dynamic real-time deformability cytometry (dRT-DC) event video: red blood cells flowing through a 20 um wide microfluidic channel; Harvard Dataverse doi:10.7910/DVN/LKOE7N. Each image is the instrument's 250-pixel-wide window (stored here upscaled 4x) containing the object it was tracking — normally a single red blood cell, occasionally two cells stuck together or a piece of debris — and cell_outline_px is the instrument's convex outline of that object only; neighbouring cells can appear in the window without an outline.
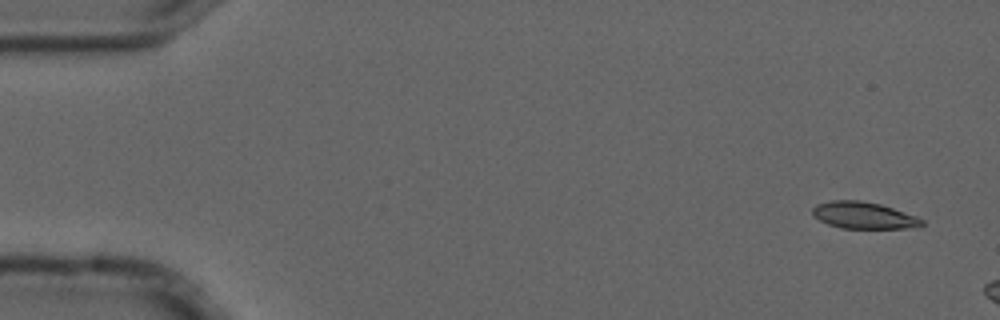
{"species": "common noctule bat (a hibernating species)", "species_latin": "Nyctalus noctula", "temperature_condition": "cold", "stored_images_in_passage": 4, "camera_frame_rate_fps": 3000, "um_per_image_px": 0.085, "animal": {"sex": "male", "forearm_length_mm": 52.5}, "frame": {"image": 1, "passage_image": 1, "time_ms": 0.0, "image_size_px": [1000, 320], "cell_outline_px": [[924, 224], [916, 228], [840, 228], [828, 224], [812, 216], [812, 208], [816, 204], [832, 200], [860, 200], [880, 204], [916, 216], [924, 220]], "centroid_in_image_um": [73.4, 18.3], "position_along_channel_um": 11.6, "area_um2": 17.11}}